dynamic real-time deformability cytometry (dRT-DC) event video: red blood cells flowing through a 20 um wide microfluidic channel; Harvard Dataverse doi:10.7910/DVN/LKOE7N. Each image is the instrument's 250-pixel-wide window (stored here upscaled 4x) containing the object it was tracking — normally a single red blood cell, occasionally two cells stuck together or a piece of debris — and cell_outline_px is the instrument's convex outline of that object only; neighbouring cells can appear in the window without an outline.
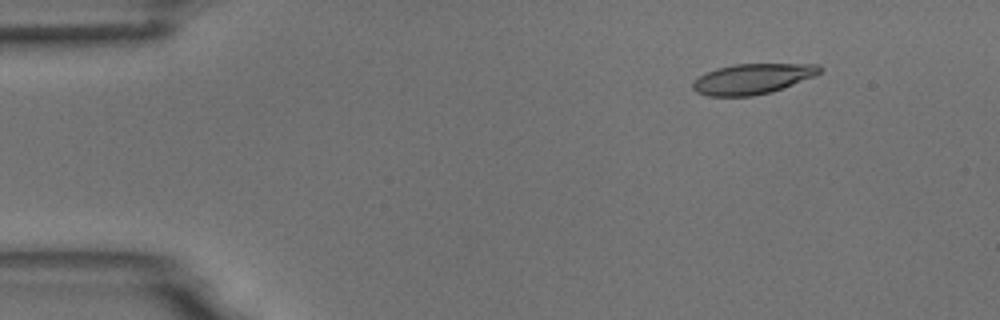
{"species": "common noctule bat (a hibernating species)", "species_latin": "Nyctalus noctula", "temperature_condition": "room temperature", "stored_images_in_passage": 8, "camera_frame_rate_fps": 3000, "um_per_image_px": 0.085, "animal": {"sex": "male", "body_mass_g": 18.8}, "frame": {"image": 1, "passage_image": 2, "time_ms": 0.333, "image_size_px": [1000, 320], "cell_outline_px": [[824, 68], [816, 76], [772, 92], [752, 96], [708, 96], [696, 92], [692, 88], [692, 84], [704, 72], [716, 68], [732, 64], [816, 64]], "centroid_in_image_um": [63.97, 6.7], "position_along_channel_um": 21.0, "area_um2": 22.6}}
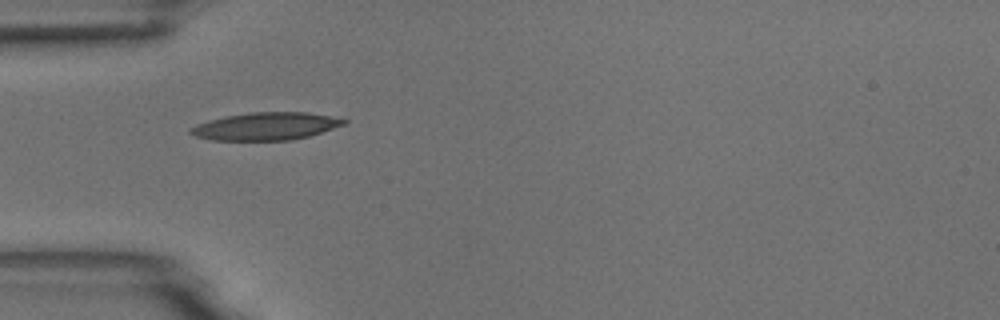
{"frame": {"image": 2, "passage_image": 5, "time_ms": 1.333, "image_size_px": [1000, 320], "cell_outline_px": [[348, 120], [344, 124], [308, 136], [288, 140], [212, 140], [196, 136], [188, 132], [188, 128], [196, 124], [208, 120], [224, 116], [252, 112], [308, 112]], "centroid_in_image_um": [22.52, 10.73], "position_along_channel_um": 62.5, "area_um2": 24.45}}